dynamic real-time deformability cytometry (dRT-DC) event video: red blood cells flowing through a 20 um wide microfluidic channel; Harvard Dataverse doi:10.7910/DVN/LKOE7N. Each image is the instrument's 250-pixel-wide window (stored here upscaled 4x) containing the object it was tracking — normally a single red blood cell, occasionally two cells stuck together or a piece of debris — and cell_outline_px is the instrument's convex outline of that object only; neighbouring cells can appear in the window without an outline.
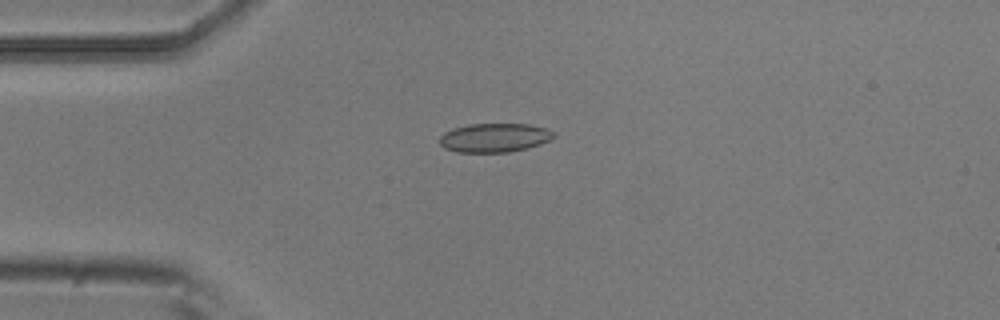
{"species": "common noctule bat (a hibernating species)", "species_latin": "Nyctalus noctula", "temperature_condition": "room temperature", "stored_images_in_passage": 2, "camera_frame_rate_fps": 3000, "um_per_image_px": 0.085, "animal": {"sex": "male", "body_mass_g": 20.5, "forearm_length_mm": 52.5}, "frame": {"image": 1, "passage_image": 2, "time_ms": 0.333, "image_size_px": [1000, 320], "cell_outline_px": [[556, 136], [540, 144], [528, 148], [508, 152], [456, 152], [444, 148], [440, 144], [440, 136], [444, 132], [452, 128], [468, 124], [528, 124], [544, 128], [556, 132]], "centroid_in_image_um": [42.01, 11.7], "position_along_channel_um": 43.0, "area_um2": 19.31}}